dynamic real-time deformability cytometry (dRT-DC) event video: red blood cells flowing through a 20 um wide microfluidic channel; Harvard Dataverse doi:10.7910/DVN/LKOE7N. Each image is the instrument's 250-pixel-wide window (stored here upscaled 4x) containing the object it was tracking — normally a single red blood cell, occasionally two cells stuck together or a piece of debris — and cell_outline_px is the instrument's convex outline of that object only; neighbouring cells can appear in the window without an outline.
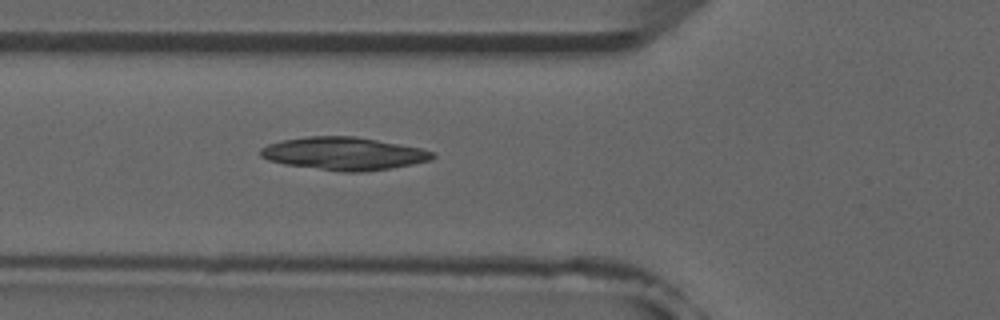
{"species": "common noctule bat (a hibernating species)", "species_latin": "Nyctalus noctula", "temperature_condition": "room temperature", "stored_images_in_passage": 3, "camera_frame_rate_fps": 3000, "um_per_image_px": 0.085, "animal": {"sex": "male", "forearm_length_mm": 52.5}, "frame": {"image": 1, "passage_image": 3, "time_ms": 2.0, "image_size_px": [1000, 320], "cell_outline_px": [[436, 156], [432, 160], [392, 168], [364, 172], [344, 172], [284, 164], [268, 160], [260, 156], [260, 148], [268, 144], [284, 140], [308, 136], [356, 136], [420, 148], [432, 152]], "centroid_in_image_um": [29.22, 13.06], "position_along_channel_um": 96.6, "area_um2": 32.83}}